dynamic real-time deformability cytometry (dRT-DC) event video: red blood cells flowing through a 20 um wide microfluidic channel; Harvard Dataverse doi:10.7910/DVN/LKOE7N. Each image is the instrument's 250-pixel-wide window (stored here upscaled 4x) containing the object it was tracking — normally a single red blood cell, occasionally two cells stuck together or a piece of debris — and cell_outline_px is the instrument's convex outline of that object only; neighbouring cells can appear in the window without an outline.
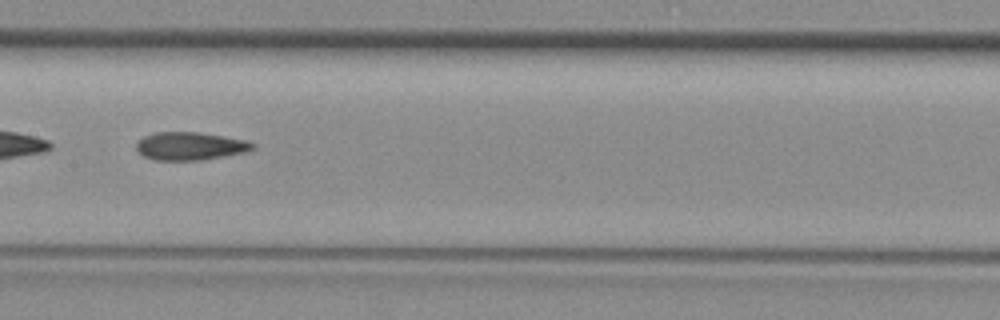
{"species": "common noctule bat (a hibernating species)", "species_latin": "Nyctalus noctula", "temperature_condition": "room temperature", "stored_images_in_passage": 34, "camera_frame_rate_fps": 3000, "um_per_image_px": 0.085, "animal": {"sex": "female", "body_mass_g": 29.2, "forearm_length_mm": 56.3}, "frame": {"image": 1, "passage_image": 10, "time_ms": 3.0, "image_size_px": [1000, 320], "cell_outline_px": [[256, 148], [248, 152], [200, 160], [156, 160], [144, 156], [136, 148], [136, 140], [144, 136], [156, 132], [200, 132], [248, 140], [256, 144]], "centroid_in_image_um": [16.21, 12.41], "position_along_channel_um": 191.2, "area_um2": 19.19}}
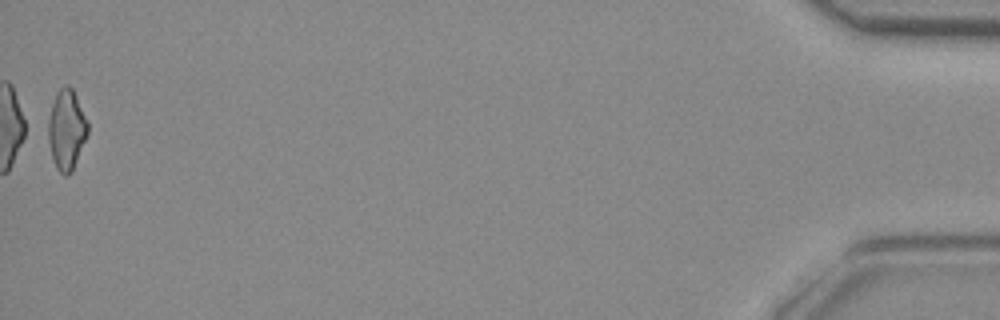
{"frame": {"image": 2, "passage_image": 34, "time_ms": 11.0, "image_size_px": [1000, 320], "cell_outline_px": [[88, 132], [72, 172], [68, 176], [64, 176], [56, 168], [52, 156], [48, 140], [48, 120], [52, 104], [56, 92], [60, 88], [68, 84], [72, 88], [88, 120]], "centroid_in_image_um": [5.66, 11.02], "position_along_channel_um": 429.5, "area_um2": 18.44}}